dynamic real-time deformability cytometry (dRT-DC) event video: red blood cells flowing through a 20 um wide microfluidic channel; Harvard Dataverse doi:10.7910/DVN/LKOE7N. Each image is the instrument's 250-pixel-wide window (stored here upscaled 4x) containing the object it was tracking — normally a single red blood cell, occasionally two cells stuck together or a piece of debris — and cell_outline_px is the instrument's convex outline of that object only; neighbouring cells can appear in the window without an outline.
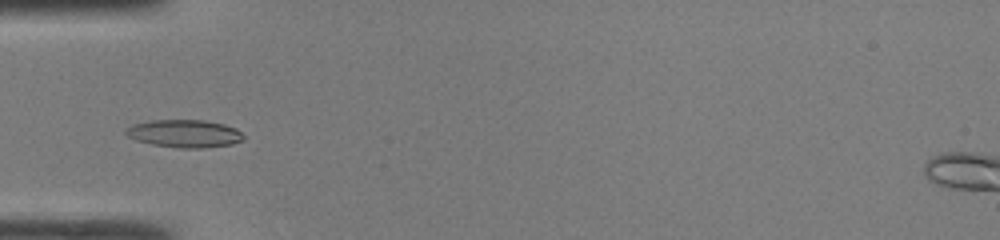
{"species": "common noctule bat (a hibernating species)", "species_latin": "Nyctalus noctula", "temperature_condition": "room temperature", "stored_images_in_passage": 26, "camera_frame_rate_fps": 3000, "um_per_image_px": 0.085, "animal": {"sex": "male", "body_mass_g": 19.0, "forearm_length_mm": 50.8}, "frame": {"image": 1, "passage_image": 12, "time_ms": 3.667, "image_size_px": [1000, 240], "cell_outline_px": [[244, 140], [232, 144], [204, 148], [176, 148], [152, 144], [136, 140], [128, 136], [124, 132], [124, 128], [132, 124], [152, 120], [204, 120], [224, 124], [236, 128], [244, 136]], "centroid_in_image_um": [15.67, 11.35], "position_along_channel_um": 69.3, "area_um2": 19.19}}
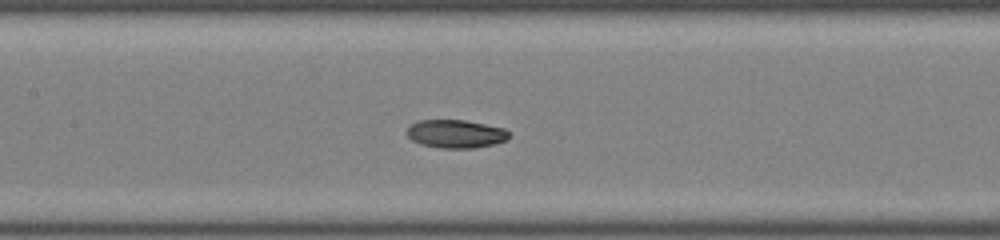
{"frame": {"image": 2, "passage_image": 19, "time_ms": 6.0, "image_size_px": [1000, 240], "cell_outline_px": [[508, 136], [504, 140], [496, 144], [472, 148], [440, 148], [420, 144], [412, 140], [408, 136], [408, 128], [412, 124], [420, 120], [464, 120], [504, 128], [508, 132]], "centroid_in_image_um": [38.73, 11.38], "position_along_channel_um": 168.7, "area_um2": 16.59}}
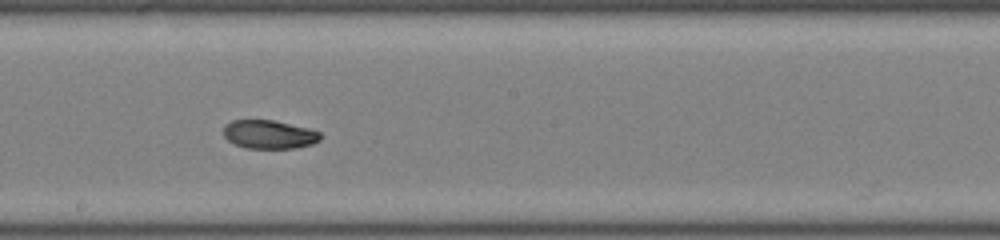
{"frame": {"image": 3, "passage_image": 23, "time_ms": 7.333, "image_size_px": [1000, 240], "cell_outline_px": [[320, 140], [312, 144], [296, 148], [244, 148], [228, 140], [224, 136], [224, 124], [232, 120], [272, 120], [308, 128], [320, 132]], "centroid_in_image_um": [22.86, 11.42], "position_along_channel_um": 225.3, "area_um2": 16.07}}